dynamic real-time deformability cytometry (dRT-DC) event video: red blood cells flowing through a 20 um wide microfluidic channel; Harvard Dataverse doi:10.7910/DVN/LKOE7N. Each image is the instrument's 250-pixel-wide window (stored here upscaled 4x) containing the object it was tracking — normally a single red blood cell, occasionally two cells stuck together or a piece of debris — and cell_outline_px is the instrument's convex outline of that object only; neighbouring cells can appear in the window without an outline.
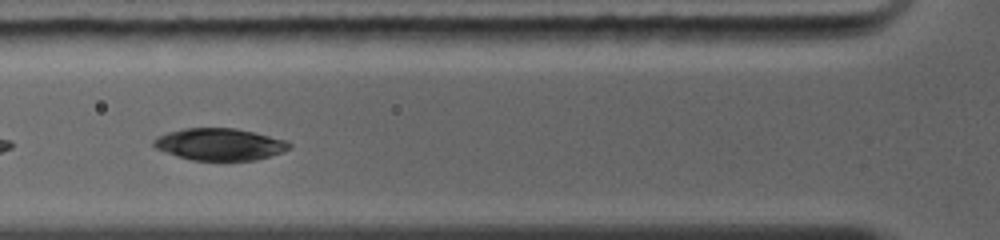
{"species": "common noctule bat (a hibernating species)", "species_latin": "Nyctalus noctula", "temperature_condition": "warm", "stored_images_in_passage": 5, "camera_frame_rate_fps": 5000, "um_per_image_px": 0.085, "animal": {"sex": "female", "body_mass_g": 19.0, "forearm_length_mm": 56.7}, "frame": {"image": 1, "passage_image": 3, "time_ms": 1.8, "image_size_px": [1000, 240], "cell_outline_px": [[292, 148], [284, 152], [256, 160], [192, 160], [176, 156], [164, 152], [156, 148], [152, 144], [152, 140], [156, 136], [168, 132], [184, 128], [236, 128], [288, 140], [292, 144]], "centroid_in_image_um": [18.69, 12.26], "position_along_channel_um": 107.1, "area_um2": 25.55}}
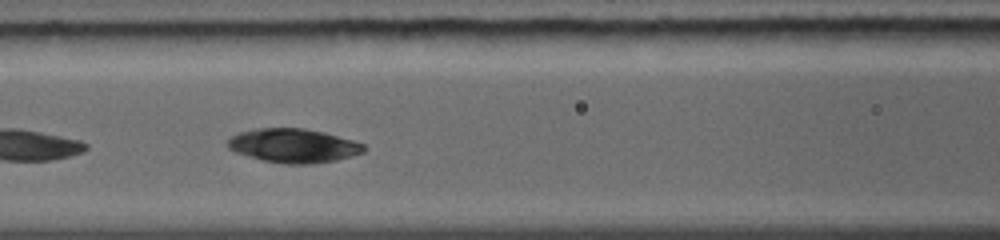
{"frame": {"image": 2, "passage_image": 4, "time_ms": 2.6, "image_size_px": [1000, 240], "cell_outline_px": [[368, 148], [364, 152], [352, 156], [336, 160], [308, 164], [288, 164], [260, 160], [236, 152], [228, 148], [228, 140], [232, 136], [240, 132], [252, 128], [304, 128], [324, 132], [352, 140], [364, 144]], "centroid_in_image_um": [24.96, 12.38], "position_along_channel_um": 141.6, "area_um2": 26.99}}